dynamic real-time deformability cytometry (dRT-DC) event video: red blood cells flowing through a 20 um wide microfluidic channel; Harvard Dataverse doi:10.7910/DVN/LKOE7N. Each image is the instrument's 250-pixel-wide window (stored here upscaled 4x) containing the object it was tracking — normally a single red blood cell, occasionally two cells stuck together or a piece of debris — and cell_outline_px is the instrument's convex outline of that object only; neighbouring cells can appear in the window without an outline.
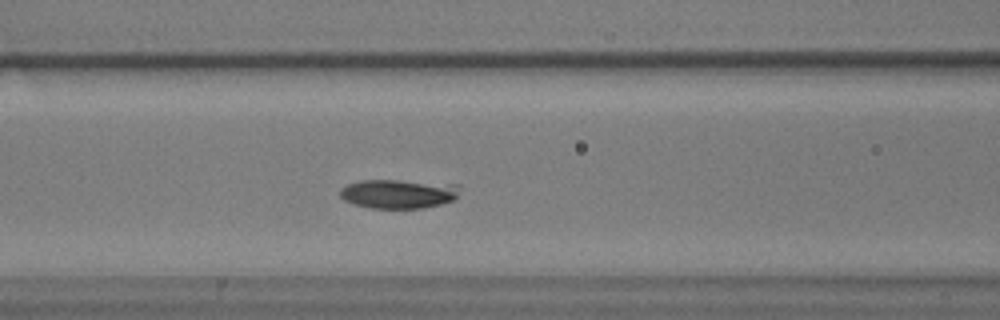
{"species": "common noctule bat (a hibernating species)", "species_latin": "Nyctalus noctula", "temperature_condition": "warm", "stored_images_in_passage": 50, "camera_frame_rate_fps": 3000, "um_per_image_px": 0.085, "animal": {"sex": "male", "body_mass_g": 17.9}, "frame": {"image": 1, "passage_image": 15, "time_ms": 4.667, "image_size_px": [1000, 320], "cell_outline_px": [[460, 188], [456, 196], [452, 200], [444, 204], [424, 208], [368, 208], [352, 204], [344, 200], [340, 196], [340, 188], [348, 184], [360, 180], [396, 180], [460, 184]], "centroid_in_image_um": [33.86, 16.47], "position_along_channel_um": 132.7, "area_um2": 20.58}}
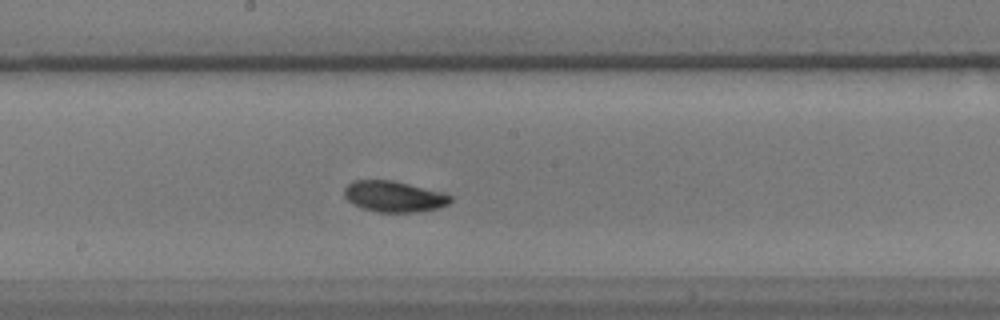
{"frame": {"image": 2, "passage_image": 22, "time_ms": 7.0, "image_size_px": [1000, 320], "cell_outline_px": [[452, 200], [448, 204], [440, 208], [416, 212], [376, 212], [360, 208], [352, 204], [344, 196], [344, 188], [352, 180], [392, 180], [444, 192], [452, 196]], "centroid_in_image_um": [33.48, 16.7], "position_along_channel_um": 214.7, "area_um2": 19.42}}
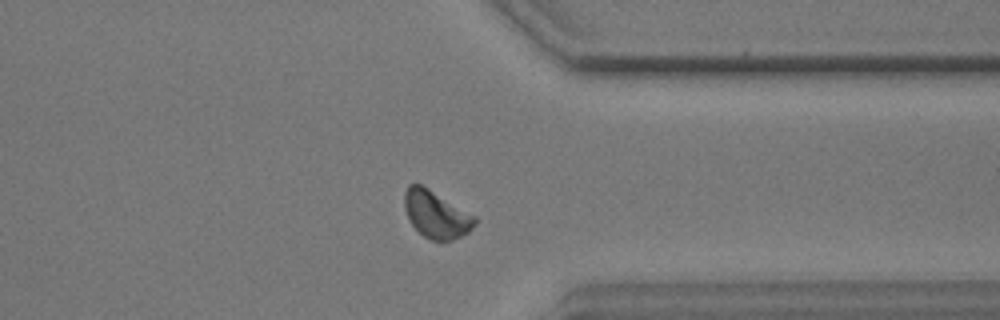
{"frame": {"image": 3, "passage_image": 36, "time_ms": 11.667, "image_size_px": [1000, 320], "cell_outline_px": [[476, 224], [468, 232], [452, 240], [432, 240], [424, 236], [408, 220], [404, 208], [404, 192], [408, 184], [420, 184], [428, 188], [476, 216]], "centroid_in_image_um": [37.06, 18.21], "position_along_channel_um": 374.3, "area_um2": 19.25}, "authors_computed_cell_mechanics": {"area_um2": 18.6983, "velocity_mm_per_s": 3.5193, "shape_relaxation_time_tau1_ms": 2.0916, "shape_relaxation_time_tau2_ms": null, "deformation_change_tau1": 0.0872, "deformation_change_tau2": null}}